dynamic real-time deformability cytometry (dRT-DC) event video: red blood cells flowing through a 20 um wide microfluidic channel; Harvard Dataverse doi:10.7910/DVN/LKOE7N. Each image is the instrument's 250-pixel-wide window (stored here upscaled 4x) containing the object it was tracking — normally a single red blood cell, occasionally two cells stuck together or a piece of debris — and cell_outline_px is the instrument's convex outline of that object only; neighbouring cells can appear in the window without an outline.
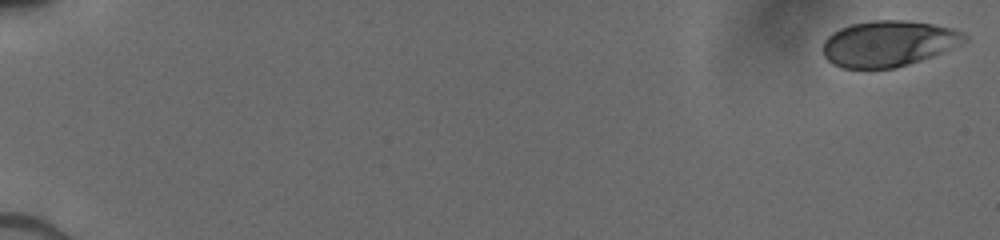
{"species": "human", "species_latin": "Homo sapiens", "temperature_condition": "cold", "stored_images_in_passage": 29, "camera_frame_rate_fps": 3000, "um_per_image_px": 0.085, "donor": {"sex": "male"}, "frame": {"image": 1, "passage_image": 1, "time_ms": 0.0, "image_size_px": [1000, 240], "cell_outline_px": [[968, 40], [960, 44], [932, 56], [896, 68], [840, 68], [832, 64], [824, 56], [824, 40], [832, 32], [840, 28], [852, 24], [872, 20], [908, 20], [932, 24], [952, 28], [964, 32], [968, 36]], "centroid_in_image_um": [75.52, 3.69], "position_along_channel_um": 9.5, "area_um2": 37.86}}
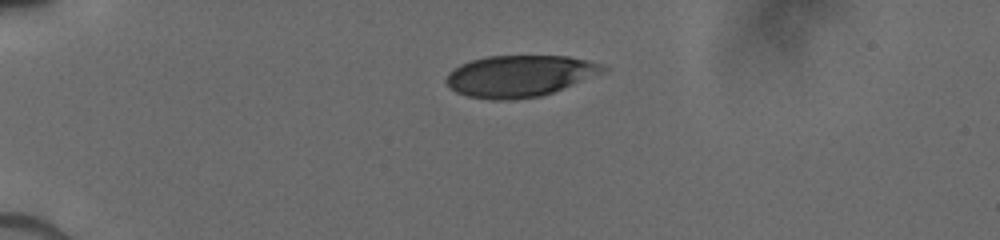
{"frame": {"image": 2, "passage_image": 21, "time_ms": 4.333, "image_size_px": [1000, 240], "cell_outline_px": [[608, 68], [604, 72], [552, 92], [540, 96], [512, 100], [492, 100], [468, 96], [456, 92], [444, 80], [448, 72], [460, 64], [472, 60], [488, 56], [568, 56], [588, 60], [604, 64]], "centroid_in_image_um": [44.16, 6.45], "position_along_channel_um": 40.8, "area_um2": 37.86}}